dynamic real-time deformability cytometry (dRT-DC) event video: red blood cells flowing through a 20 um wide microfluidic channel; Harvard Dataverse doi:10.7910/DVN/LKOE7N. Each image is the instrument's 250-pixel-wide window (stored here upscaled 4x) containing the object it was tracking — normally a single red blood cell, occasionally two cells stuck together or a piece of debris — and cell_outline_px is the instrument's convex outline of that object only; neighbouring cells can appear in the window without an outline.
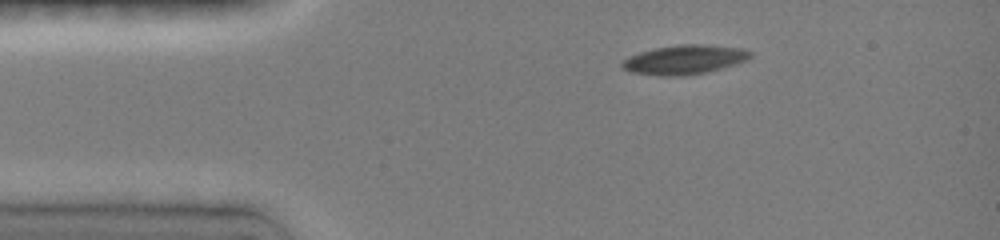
{"species": "common noctule bat (a hibernating species)", "species_latin": "Nyctalus noctula", "temperature_condition": "room temperature", "stored_images_in_passage": 5, "camera_frame_rate_fps": 3000, "um_per_image_px": 0.085, "animal": {"sex": "female", "body_mass_g": 19.0, "forearm_length_mm": 51.5}, "frame": {"image": 1, "passage_image": 1, "time_ms": 0.0, "image_size_px": [1000, 240], "cell_outline_px": [[752, 56], [748, 60], [720, 68], [704, 72], [680, 76], [664, 76], [632, 72], [624, 68], [620, 64], [624, 60], [632, 56], [656, 48], [684, 44], [692, 44], [740, 48], [752, 52]], "centroid_in_image_um": [58.21, 5.08], "position_along_channel_um": 26.8, "area_um2": 21.1}}
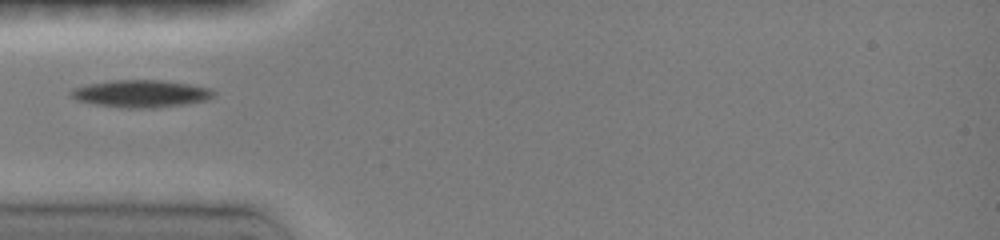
{"frame": {"image": 2, "passage_image": 4, "time_ms": 2.333, "image_size_px": [1000, 240], "cell_outline_px": [[212, 96], [204, 100], [184, 104], [156, 108], [120, 108], [96, 104], [80, 100], [72, 96], [72, 92], [76, 88], [92, 84], [116, 80], [160, 80], [208, 88], [212, 92]], "centroid_in_image_um": [11.98, 7.97], "position_along_channel_um": 73.0, "area_um2": 21.85}}